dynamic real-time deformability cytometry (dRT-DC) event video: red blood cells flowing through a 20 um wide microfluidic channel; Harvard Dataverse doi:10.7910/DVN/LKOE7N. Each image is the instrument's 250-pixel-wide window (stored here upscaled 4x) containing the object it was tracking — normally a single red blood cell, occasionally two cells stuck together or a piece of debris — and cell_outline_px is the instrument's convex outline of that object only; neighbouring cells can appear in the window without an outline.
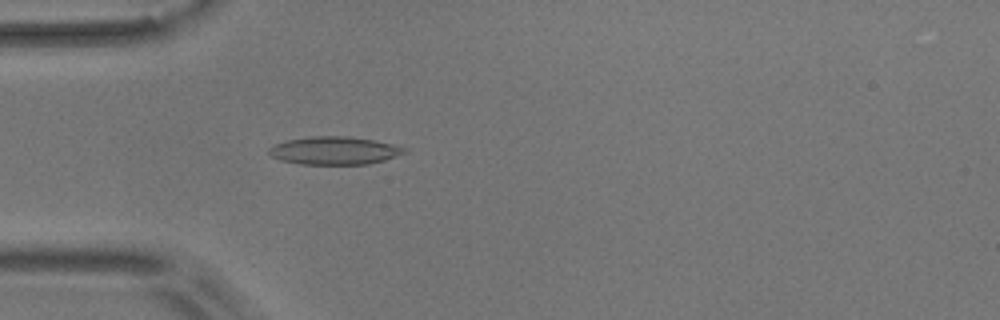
{"species": "common noctule bat (a hibernating species)", "species_latin": "Nyctalus noctula", "temperature_condition": "room temperature", "stored_images_in_passage": 4, "camera_frame_rate_fps": 3000, "um_per_image_px": 0.085, "animal": {"sex": "male", "body_mass_g": 17.9}, "frame": {"image": 1, "passage_image": 4, "time_ms": 3.333, "image_size_px": [1000, 320], "cell_outline_px": [[408, 152], [384, 160], [368, 164], [300, 164], [280, 160], [272, 156], [268, 152], [268, 148], [276, 144], [288, 140], [312, 136], [348, 136], [372, 140], [392, 144], [408, 148]], "centroid_in_image_um": [28.44, 12.8], "position_along_channel_um": 56.6, "area_um2": 21.96}}